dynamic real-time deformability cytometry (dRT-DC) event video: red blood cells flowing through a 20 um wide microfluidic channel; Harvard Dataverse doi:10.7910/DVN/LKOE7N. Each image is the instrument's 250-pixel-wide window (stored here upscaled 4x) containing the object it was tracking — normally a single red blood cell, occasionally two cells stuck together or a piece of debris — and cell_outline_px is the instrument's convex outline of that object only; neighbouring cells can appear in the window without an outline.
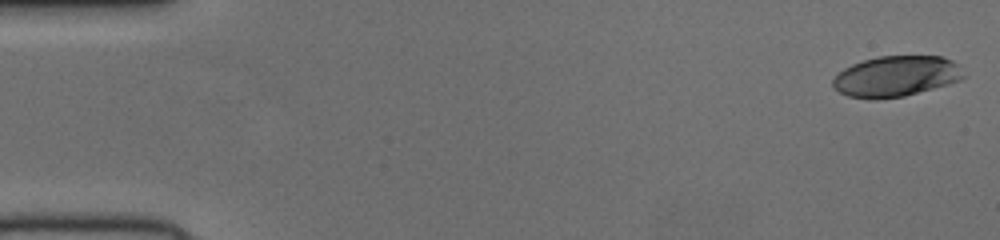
{"species": "human", "species_latin": "Homo sapiens", "temperature_condition": "cold", "stored_images_in_passage": 15, "camera_frame_rate_fps": 3000, "um_per_image_px": 0.085, "donor": {"sex": "female"}, "frame": {"image": 1, "passage_image": 1, "time_ms": 0.0, "image_size_px": [1000, 240], "cell_outline_px": [[964, 76], [960, 80], [948, 84], [904, 96], [876, 100], [868, 100], [848, 96], [832, 88], [832, 80], [844, 68], [852, 64], [864, 60], [880, 56], [940, 56], [952, 60], [960, 64]], "centroid_in_image_um": [76.15, 6.49], "position_along_channel_um": 8.9, "area_um2": 31.15}}
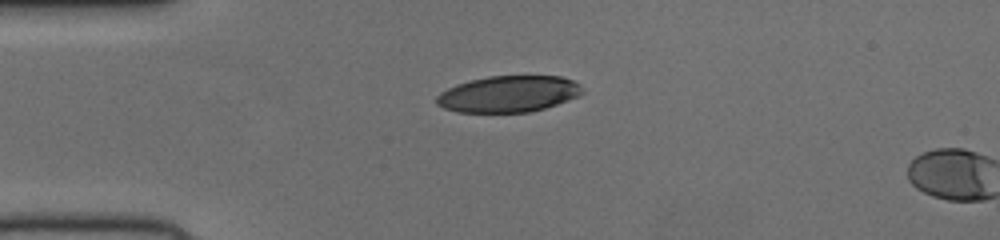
{"frame": {"image": 2, "passage_image": 13, "time_ms": 4.0, "image_size_px": [1000, 240], "cell_outline_px": [[584, 92], [576, 96], [556, 104], [544, 108], [528, 112], [456, 112], [444, 108], [436, 104], [436, 96], [440, 92], [456, 84], [488, 76], [560, 76], [572, 80], [580, 84]], "centroid_in_image_um": [43.19, 7.98], "position_along_channel_um": 41.8, "area_um2": 30.75}}